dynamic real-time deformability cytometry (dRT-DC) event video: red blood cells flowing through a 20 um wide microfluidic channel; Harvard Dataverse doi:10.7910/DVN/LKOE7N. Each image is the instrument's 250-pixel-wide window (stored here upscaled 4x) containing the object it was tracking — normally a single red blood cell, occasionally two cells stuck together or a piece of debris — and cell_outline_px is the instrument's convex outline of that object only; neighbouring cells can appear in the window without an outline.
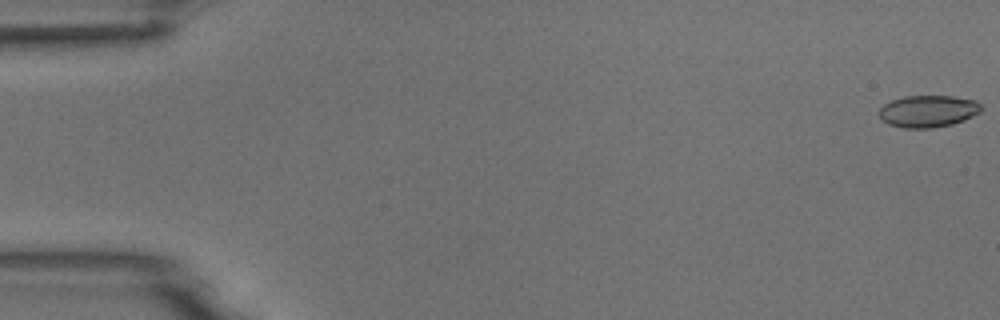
{"species": "common noctule bat (a hibernating species)", "species_latin": "Nyctalus noctula", "temperature_condition": "room temperature", "stored_images_in_passage": 5, "camera_frame_rate_fps": 3000, "um_per_image_px": 0.085, "animal": {"sex": "male", "body_mass_g": 18.8}, "frame": {"image": 1, "passage_image": 1, "time_ms": 0.0, "image_size_px": [1000, 320], "cell_outline_px": [[980, 112], [964, 120], [952, 124], [932, 128], [904, 128], [888, 124], [880, 116], [880, 108], [884, 104], [892, 100], [904, 96], [952, 96], [976, 100], [980, 104]], "centroid_in_image_um": [78.89, 9.45], "position_along_channel_um": 6.1, "area_um2": 18.9}}
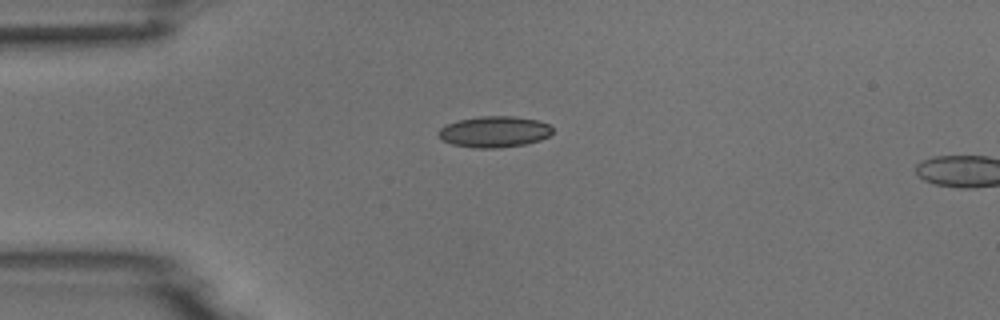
{"frame": {"image": 2, "passage_image": 4, "time_ms": 4.333, "image_size_px": [1000, 320], "cell_outline_px": [[552, 132], [548, 136], [540, 140], [524, 144], [496, 148], [476, 148], [452, 144], [444, 140], [436, 132], [440, 128], [456, 120], [480, 116], [512, 116], [536, 120], [548, 124], [552, 128]], "centroid_in_image_um": [42.0, 11.19], "position_along_channel_um": 43.0, "area_um2": 20.52}}